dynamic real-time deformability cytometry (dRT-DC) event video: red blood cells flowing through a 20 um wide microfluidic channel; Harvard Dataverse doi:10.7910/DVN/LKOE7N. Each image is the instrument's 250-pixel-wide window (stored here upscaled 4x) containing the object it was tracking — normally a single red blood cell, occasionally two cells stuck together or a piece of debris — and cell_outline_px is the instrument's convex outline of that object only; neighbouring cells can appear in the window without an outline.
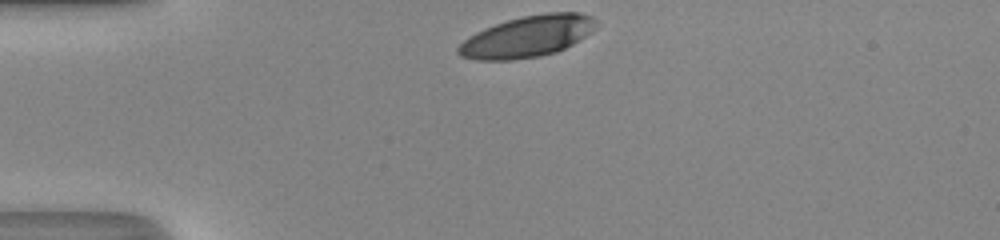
{"species": "human", "species_latin": "Homo sapiens", "temperature_condition": "room temperature", "stored_images_in_passage": 29, "camera_frame_rate_fps": 3000, "um_per_image_px": 0.085, "donor": {"sex": "male"}, "frame": {"image": 1, "passage_image": 1, "time_ms": 0.0, "image_size_px": [1000, 240], "cell_outline_px": [[596, 28], [592, 32], [572, 44], [556, 52], [540, 56], [512, 60], [476, 60], [460, 56], [456, 52], [456, 48], [464, 40], [476, 32], [484, 28], [508, 20], [524, 16], [548, 12], [580, 12], [592, 16], [596, 20]], "centroid_in_image_um": [44.84, 3.1], "position_along_channel_um": 40.2, "area_um2": 33.18}}
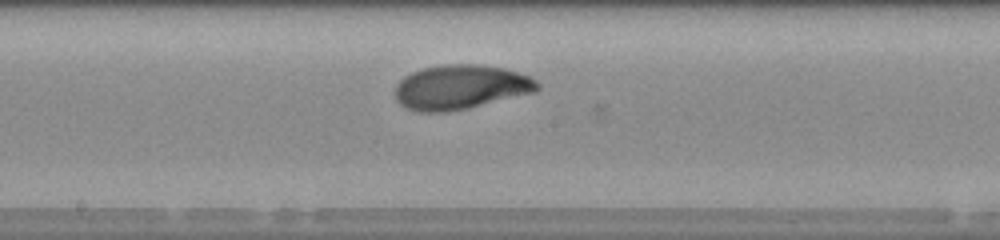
{"frame": {"image": 2, "passage_image": 16, "time_ms": 5.0, "image_size_px": [1000, 240], "cell_outline_px": [[540, 88], [536, 92], [468, 108], [448, 112], [420, 112], [404, 108], [396, 100], [396, 84], [404, 76], [412, 72], [424, 68], [444, 64], [484, 64], [504, 68], [528, 76], [536, 80], [540, 84]], "centroid_in_image_um": [39.15, 7.41], "position_along_channel_um": 209.0, "area_um2": 37.11}}
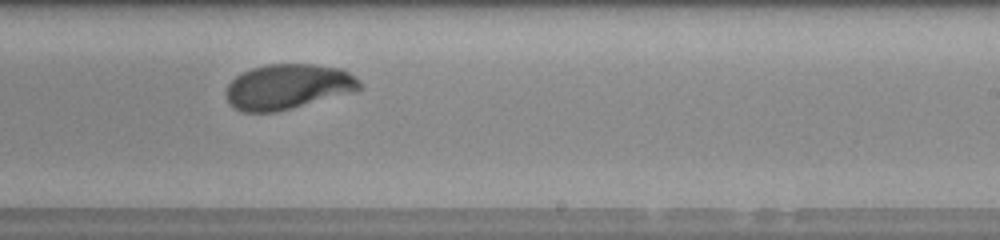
{"frame": {"image": 3, "passage_image": 20, "time_ms": 6.333, "image_size_px": [1000, 240], "cell_outline_px": [[364, 88], [356, 92], [276, 112], [240, 112], [232, 108], [228, 104], [224, 96], [224, 92], [228, 84], [236, 76], [252, 68], [264, 64], [312, 64], [344, 68], [356, 76], [360, 80]], "centroid_in_image_um": [24.49, 7.37], "position_along_channel_um": 264.5, "area_um2": 36.01}, "authors_computed_cell_mechanics": {"area_um2": 35.258, "velocity_mm_per_s": 4.1674, "shape_relaxation_time_tau1_ms": 2.7028, "shape_relaxation_time_tau2_ms": 1.3696, "deformation_change_tau1": 0.1514, "deformation_change_tau2": 0.054}}